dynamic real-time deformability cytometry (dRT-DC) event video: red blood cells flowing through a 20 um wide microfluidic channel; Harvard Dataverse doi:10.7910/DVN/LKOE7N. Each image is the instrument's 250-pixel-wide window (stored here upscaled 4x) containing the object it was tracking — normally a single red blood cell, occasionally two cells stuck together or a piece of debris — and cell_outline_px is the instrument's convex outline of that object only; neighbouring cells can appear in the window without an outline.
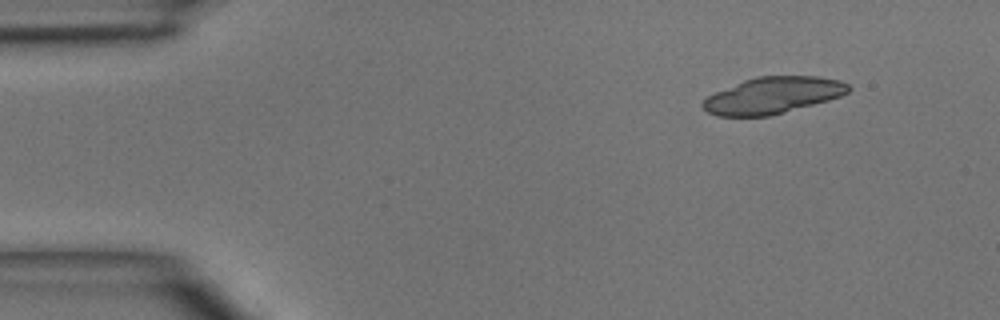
{"species": "common noctule bat (a hibernating species)", "species_latin": "Nyctalus noctula", "temperature_condition": "room temperature", "stored_images_in_passage": 4, "camera_frame_rate_fps": 3000, "um_per_image_px": 0.085, "animal": {"sex": "male", "body_mass_g": 15.6}, "frame": {"image": 1, "passage_image": 2, "time_ms": 1.333, "image_size_px": [1000, 320], "cell_outline_px": [[852, 88], [848, 92], [840, 96], [828, 100], [784, 112], [768, 116], [716, 116], [708, 112], [700, 104], [708, 96], [716, 92], [744, 80], [756, 76], [816, 76], [840, 80], [848, 84]], "centroid_in_image_um": [65.69, 8.1], "position_along_channel_um": 19.3, "area_um2": 30.75}}